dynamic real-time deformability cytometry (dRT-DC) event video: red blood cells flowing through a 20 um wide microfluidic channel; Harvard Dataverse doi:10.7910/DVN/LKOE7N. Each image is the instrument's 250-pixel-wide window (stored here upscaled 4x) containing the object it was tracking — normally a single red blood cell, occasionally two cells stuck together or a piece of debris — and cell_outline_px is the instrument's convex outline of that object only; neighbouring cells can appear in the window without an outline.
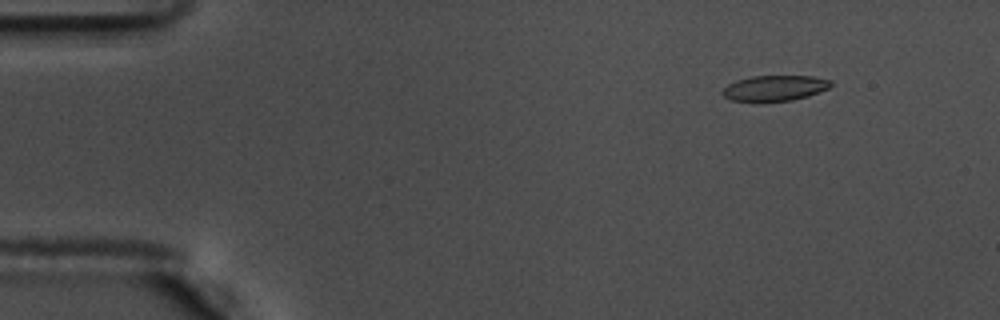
{"species": "common noctule bat (a hibernating species)", "species_latin": "Nyctalus noctula", "temperature_condition": "warm", "stored_images_in_passage": 54, "camera_frame_rate_fps": 3000, "um_per_image_px": 0.085, "animal": {"sex": "male", "body_mass_g": 17.5, "forearm_length_mm": 52.3}, "frame": {"image": 1, "passage_image": 5, "time_ms": 1.333, "image_size_px": [1000, 320], "cell_outline_px": [[832, 84], [828, 88], [808, 96], [792, 100], [732, 100], [724, 96], [720, 92], [728, 84], [736, 80], [752, 76], [812, 76], [832, 80]], "centroid_in_image_um": [65.86, 7.46], "position_along_channel_um": 19.1, "area_um2": 15.78}}
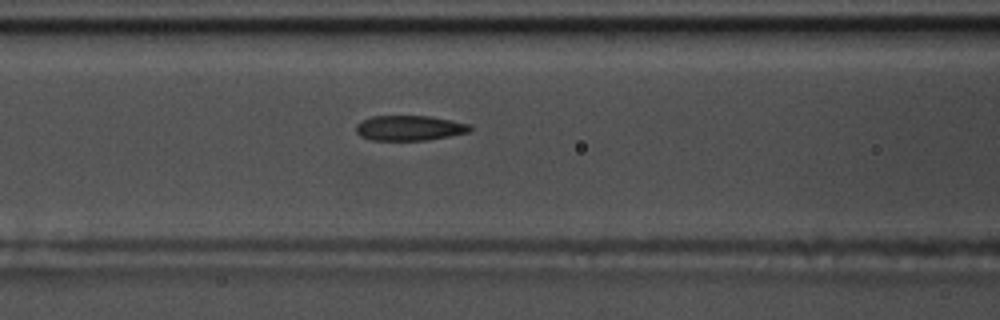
{"frame": {"image": 2, "passage_image": 22, "time_ms": 7.0, "image_size_px": [1000, 320], "cell_outline_px": [[472, 128], [468, 132], [428, 140], [372, 140], [360, 136], [356, 132], [356, 124], [360, 120], [372, 116], [428, 116], [468, 124]], "centroid_in_image_um": [34.73, 10.88], "position_along_channel_um": 131.9, "area_um2": 16.53}}
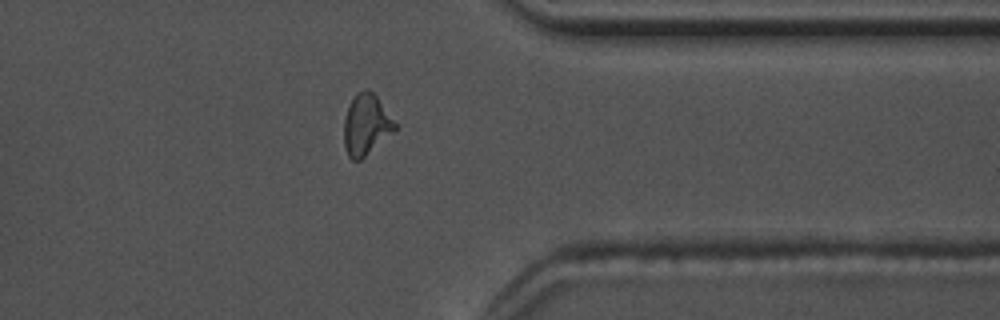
{"frame": {"image": 3, "passage_image": 43, "time_ms": 14.0, "image_size_px": [1000, 320], "cell_outline_px": [[400, 128], [360, 160], [352, 160], [348, 156], [344, 148], [344, 116], [348, 104], [356, 92], [364, 88], [368, 88], [376, 96]], "centroid_in_image_um": [31.12, 10.59], "position_along_channel_um": 380.3, "area_um2": 18.5}, "authors_computed_cell_mechanics": {"area_um2": 17.2533, "velocity_mm_per_s": 3.6592, "shape_relaxation_time_tau1_ms": 6.0009, "shape_relaxation_time_tau2_ms": 2.0296, "deformation_change_tau1": 0.1716, "deformation_change_tau2": 0.0839}}